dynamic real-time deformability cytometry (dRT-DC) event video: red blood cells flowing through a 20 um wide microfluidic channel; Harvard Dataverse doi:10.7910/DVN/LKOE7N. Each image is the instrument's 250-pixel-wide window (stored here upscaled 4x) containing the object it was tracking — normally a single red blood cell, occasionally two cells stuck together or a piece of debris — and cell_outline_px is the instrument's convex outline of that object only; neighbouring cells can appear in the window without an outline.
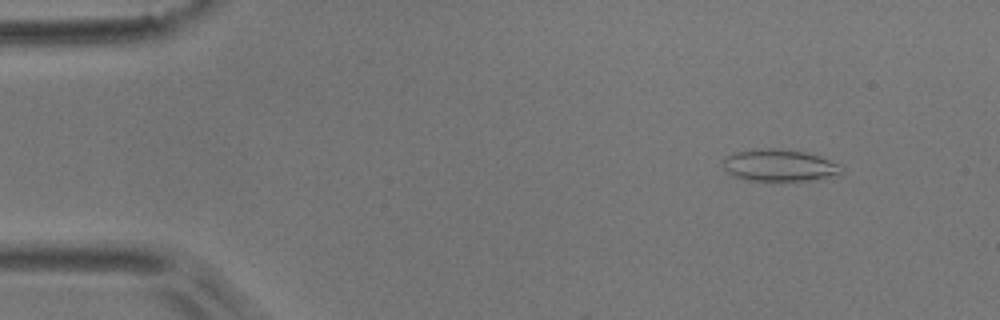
{"species": "common noctule bat (a hibernating species)", "species_latin": "Nyctalus noctula", "temperature_condition": "room temperature", "stored_images_in_passage": 3, "camera_frame_rate_fps": 3000, "um_per_image_px": 0.085, "animal": {"sex": "male", "body_mass_g": 17.9}, "frame": {"image": 1, "passage_image": 1, "time_ms": 0.0, "image_size_px": [1000, 320], "cell_outline_px": [[844, 172], [840, 176], [808, 180], [748, 180], [732, 176], [724, 168], [724, 156], [736, 152], [768, 148], [776, 148], [804, 152], [820, 156], [840, 164], [844, 168]], "centroid_in_image_um": [66.31, 14.06], "position_along_channel_um": 18.7, "area_um2": 22.08}}